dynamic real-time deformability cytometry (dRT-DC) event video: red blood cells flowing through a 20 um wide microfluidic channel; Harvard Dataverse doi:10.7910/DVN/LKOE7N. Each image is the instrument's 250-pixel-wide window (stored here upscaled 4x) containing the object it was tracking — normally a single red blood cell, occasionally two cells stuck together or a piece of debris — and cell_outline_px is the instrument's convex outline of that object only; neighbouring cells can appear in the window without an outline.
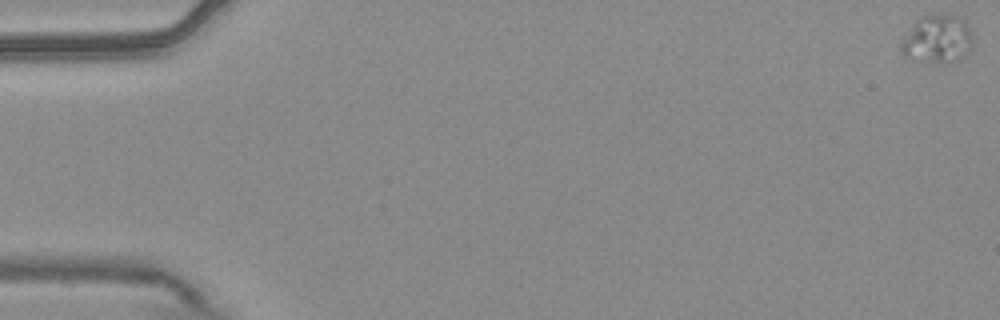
{"species": "common noctule bat (a hibernating species)", "species_latin": "Nyctalus noctula", "temperature_condition": "warm", "stored_images_in_passage": 17, "camera_frame_rate_fps": 3000, "um_per_image_px": 0.085, "animal": {"sex": "male", "body_mass_g": 20.4}, "frame": {"image": 1, "passage_image": 1, "time_ms": 0.0, "image_size_px": [1000, 320], "cell_outline_px": [[972, 44], [968, 52], [964, 56], [956, 60], [944, 64], [924, 64], [912, 60], [904, 56], [900, 48], [900, 40], [916, 20], [920, 16], [960, 16], [972, 28]], "centroid_in_image_um": [79.65, 3.38], "position_along_channel_um": 5.3, "area_um2": 20.63}}
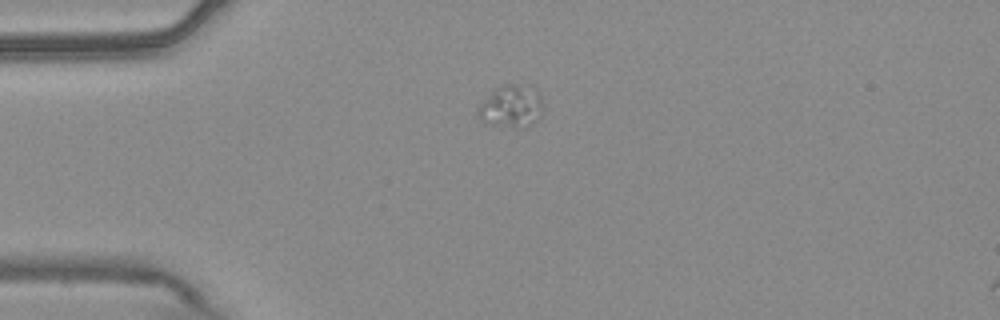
{"frame": {"image": 2, "passage_image": 15, "time_ms": 4.667, "image_size_px": [1000, 320], "cell_outline_px": [[544, 112], [540, 120], [524, 128], [520, 128], [484, 124], [476, 116], [476, 108], [496, 88], [504, 84], [528, 84], [536, 88], [540, 96]], "centroid_in_image_um": [43.48, 9.06], "position_along_channel_um": 41.5, "area_um2": 16.76}}